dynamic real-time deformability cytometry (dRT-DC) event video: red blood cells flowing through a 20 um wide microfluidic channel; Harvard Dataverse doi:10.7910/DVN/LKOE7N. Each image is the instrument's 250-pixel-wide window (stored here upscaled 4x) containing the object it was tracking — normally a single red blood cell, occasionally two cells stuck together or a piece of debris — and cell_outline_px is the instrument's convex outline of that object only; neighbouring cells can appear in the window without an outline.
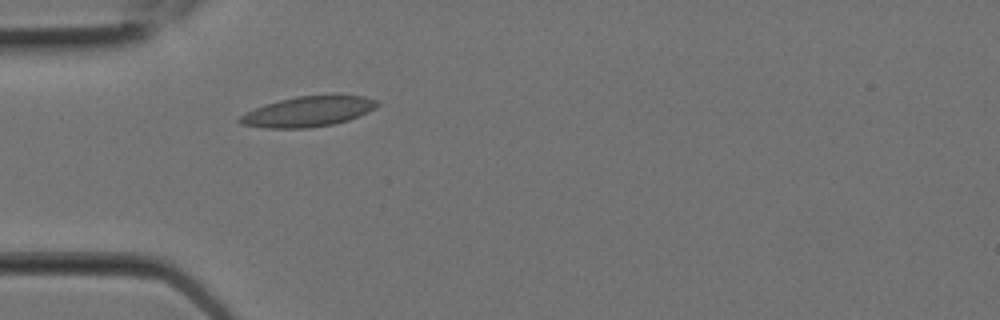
{"species": "Egyptian fruit bat (a non-hibernating species)", "species_latin": "Rousettus aegyptiacus", "temperature_condition": "room temperature", "stored_images_in_passage": 3, "camera_frame_rate_fps": 3000, "um_per_image_px": 0.085, "animal": {"sex": "female"}, "frame": {"image": 1, "passage_image": 3, "time_ms": 0.667, "image_size_px": [1000, 320], "cell_outline_px": [[380, 104], [376, 108], [360, 116], [348, 120], [332, 124], [308, 128], [268, 128], [240, 124], [236, 120], [244, 112], [264, 104], [296, 96], [364, 96], [376, 100]], "centroid_in_image_um": [26.15, 9.49], "position_along_channel_um": 58.8, "area_um2": 24.16}}